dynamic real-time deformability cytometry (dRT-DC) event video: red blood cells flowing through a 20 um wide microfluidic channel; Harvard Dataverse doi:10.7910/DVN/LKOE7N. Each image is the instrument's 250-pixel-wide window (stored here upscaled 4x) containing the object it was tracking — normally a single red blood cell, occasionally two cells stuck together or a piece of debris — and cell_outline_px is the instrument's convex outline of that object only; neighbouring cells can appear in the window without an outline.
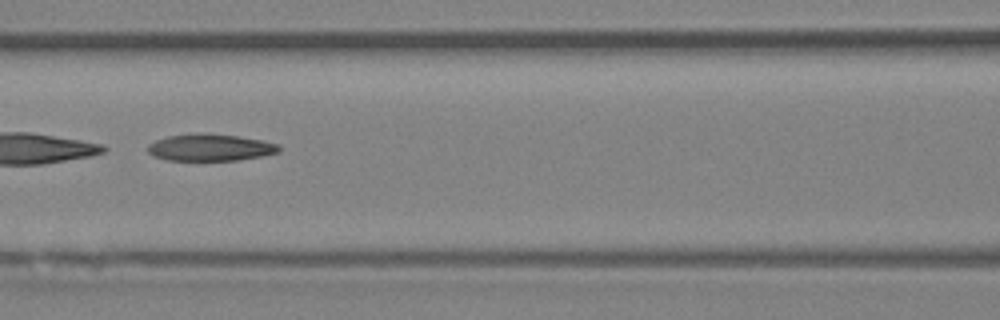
{"species": "Egyptian fruit bat (a non-hibernating species)", "species_latin": "Rousettus aegyptiacus", "temperature_condition": "room temperature", "stored_images_in_passage": 49, "camera_frame_rate_fps": 3000, "um_per_image_px": 0.085, "animal": {"sex": "female"}, "frame": {"image": 1, "passage_image": 22, "time_ms": 7.0, "image_size_px": [1000, 320], "cell_outline_px": [[280, 152], [264, 156], [236, 160], [168, 160], [156, 156], [148, 152], [148, 144], [156, 140], [168, 136], [200, 132], [204, 132], [236, 136], [264, 140], [280, 144]], "centroid_in_image_um": [17.92, 12.52], "position_along_channel_um": 148.7, "area_um2": 20.69}}